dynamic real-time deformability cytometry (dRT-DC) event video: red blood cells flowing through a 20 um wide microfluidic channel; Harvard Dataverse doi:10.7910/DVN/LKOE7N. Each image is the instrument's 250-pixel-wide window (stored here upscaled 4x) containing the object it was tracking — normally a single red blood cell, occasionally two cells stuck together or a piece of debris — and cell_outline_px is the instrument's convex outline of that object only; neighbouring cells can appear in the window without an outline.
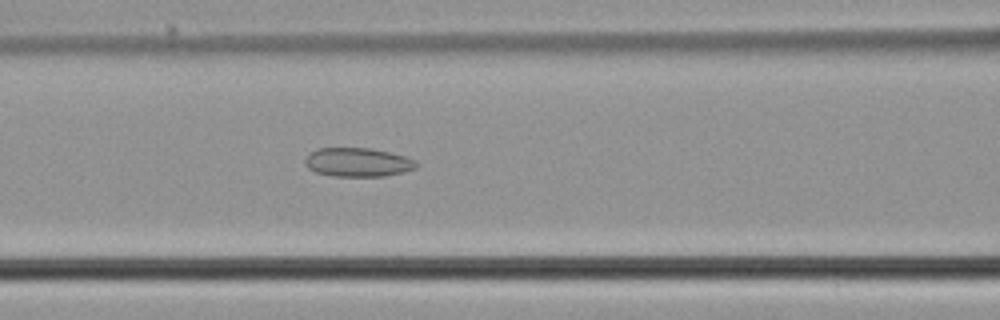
{"species": "common noctule bat (a hibernating species)", "species_latin": "Nyctalus noctula", "temperature_condition": "cold", "stored_images_in_passage": 51, "camera_frame_rate_fps": 3000, "um_per_image_px": 0.085, "animal": {"sex": "male", "body_mass_g": 21.5, "forearm_length_mm": 52.0}, "frame": {"image": 1, "passage_image": 24, "time_ms": 7.667, "image_size_px": [1000, 320], "cell_outline_px": [[416, 168], [404, 172], [384, 176], [332, 176], [316, 172], [308, 168], [304, 164], [304, 160], [316, 148], [368, 148], [388, 152], [404, 156], [416, 160]], "centroid_in_image_um": [30.4, 13.8], "position_along_channel_um": 136.2, "area_um2": 18.61}}
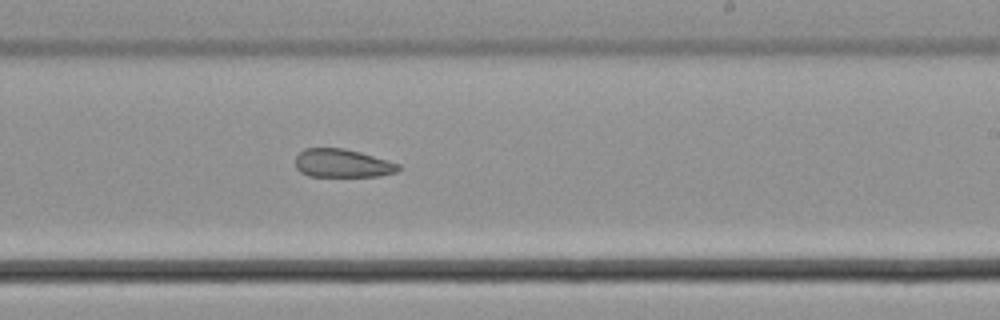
{"frame": {"image": 2, "passage_image": 34, "time_ms": 11.0, "image_size_px": [1000, 320], "cell_outline_px": [[400, 168], [396, 172], [380, 176], [308, 176], [300, 172], [296, 168], [296, 156], [304, 148], [344, 148], [360, 152], [400, 164]], "centroid_in_image_um": [29.09, 13.88], "position_along_channel_um": 259.9, "area_um2": 16.99}}
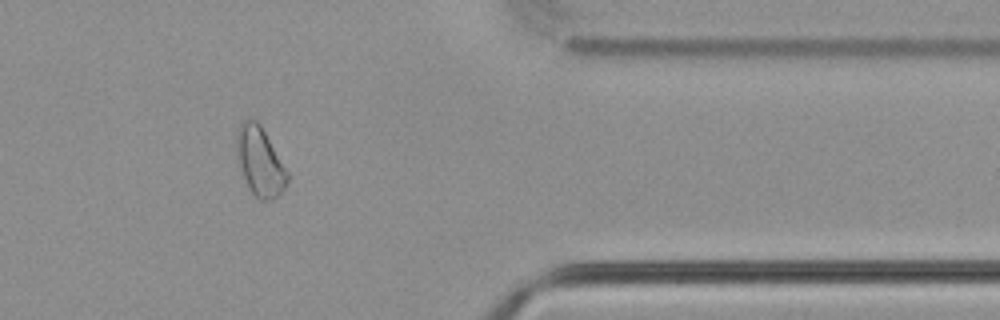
{"frame": {"image": 3, "passage_image": 46, "time_ms": 15.0, "image_size_px": [1000, 320], "cell_outline_px": [[288, 180], [284, 188], [272, 200], [260, 200], [252, 192], [244, 176], [236, 156], [236, 136], [240, 124], [244, 120], [256, 120], [260, 124], [288, 172]], "centroid_in_image_um": [22.08, 13.72], "position_along_channel_um": 389.3, "area_um2": 19.88}}